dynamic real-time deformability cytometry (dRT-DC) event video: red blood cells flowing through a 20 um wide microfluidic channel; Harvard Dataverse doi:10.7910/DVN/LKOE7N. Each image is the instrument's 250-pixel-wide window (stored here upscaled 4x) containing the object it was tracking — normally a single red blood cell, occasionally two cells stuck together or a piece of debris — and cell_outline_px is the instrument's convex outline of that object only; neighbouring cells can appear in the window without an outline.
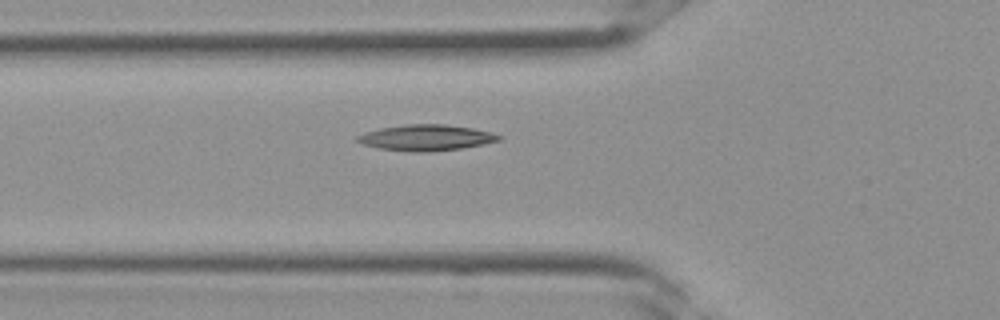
{"species": "Egyptian fruit bat (a non-hibernating species)", "species_latin": "Rousettus aegyptiacus", "temperature_condition": "room temperature", "stored_images_in_passage": 5, "segment_of_instrument_passage": [1, 2], "camera_frame_rate_fps": 3000, "um_per_image_px": 0.085, "frame": {"image": 1, "passage_image": 4, "time_ms": 1.0, "image_size_px": [1000, 320], "cell_outline_px": [[504, 136], [500, 140], [484, 144], [460, 148], [428, 152], [412, 152], [380, 148], [364, 144], [356, 140], [356, 136], [364, 132], [380, 128], [404, 124], [444, 124], [472, 128], [492, 132]], "centroid_in_image_um": [36.24, 11.69], "position_along_channel_um": 89.6, "area_um2": 21.39}}